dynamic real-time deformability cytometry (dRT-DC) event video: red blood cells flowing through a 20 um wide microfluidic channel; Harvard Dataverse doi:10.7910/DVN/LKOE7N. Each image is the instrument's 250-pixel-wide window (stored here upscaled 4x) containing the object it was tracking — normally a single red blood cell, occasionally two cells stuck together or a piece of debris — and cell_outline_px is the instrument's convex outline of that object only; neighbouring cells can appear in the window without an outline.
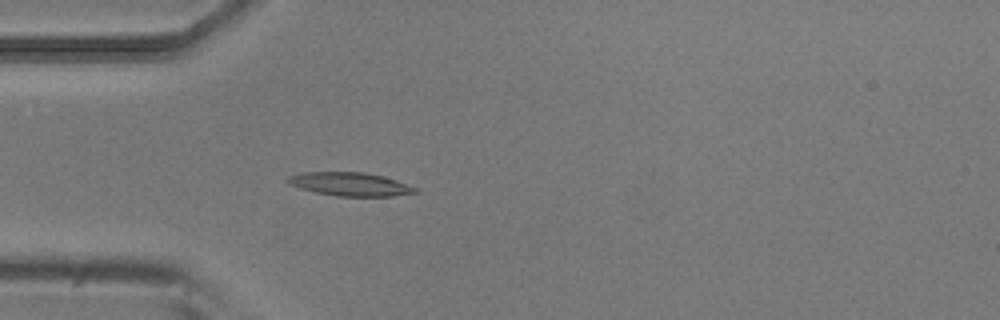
{"species": "common noctule bat (a hibernating species)", "species_latin": "Nyctalus noctula", "temperature_condition": "room temperature", "stored_images_in_passage": 1, "camera_frame_rate_fps": 3000, "um_per_image_px": 0.085, "animal": {"sex": "male", "body_mass_g": 20.5, "forearm_length_mm": 52.5}, "frame": {"image": 1, "passage_image": 1, "time_ms": 0.0, "image_size_px": [1000, 320], "cell_outline_px": [[416, 192], [392, 196], [336, 196], [316, 192], [300, 188], [288, 184], [284, 180], [288, 176], [304, 172], [364, 172], [396, 180], [416, 188]], "centroid_in_image_um": [29.68, 15.65], "position_along_channel_um": 55.3, "area_um2": 17.22}}